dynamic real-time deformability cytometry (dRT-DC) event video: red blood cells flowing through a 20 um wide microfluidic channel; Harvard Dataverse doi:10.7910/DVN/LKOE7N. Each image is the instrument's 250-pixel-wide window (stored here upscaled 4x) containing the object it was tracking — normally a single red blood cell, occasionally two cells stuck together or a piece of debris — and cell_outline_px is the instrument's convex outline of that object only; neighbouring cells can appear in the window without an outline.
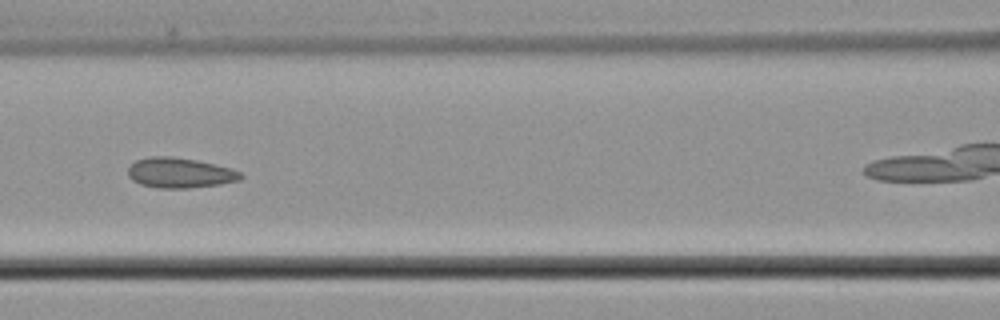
{"species": "common noctule bat (a hibernating species)", "species_latin": "Nyctalus noctula", "temperature_condition": "cold", "stored_images_in_passage": 5, "camera_frame_rate_fps": 3000, "um_per_image_px": 0.085, "animal": {"sex": "male", "body_mass_g": 21.5, "forearm_length_mm": 52.0}, "frame": {"image": 1, "passage_image": 4, "time_ms": 3.667, "image_size_px": [1000, 320], "cell_outline_px": [[244, 176], [240, 180], [220, 184], [188, 188], [160, 188], [140, 184], [132, 180], [128, 176], [128, 168], [136, 160], [152, 156], [172, 156], [196, 160], [232, 168], [240, 172]], "centroid_in_image_um": [15.29, 14.69], "position_along_channel_um": 151.3, "area_um2": 19.83}}